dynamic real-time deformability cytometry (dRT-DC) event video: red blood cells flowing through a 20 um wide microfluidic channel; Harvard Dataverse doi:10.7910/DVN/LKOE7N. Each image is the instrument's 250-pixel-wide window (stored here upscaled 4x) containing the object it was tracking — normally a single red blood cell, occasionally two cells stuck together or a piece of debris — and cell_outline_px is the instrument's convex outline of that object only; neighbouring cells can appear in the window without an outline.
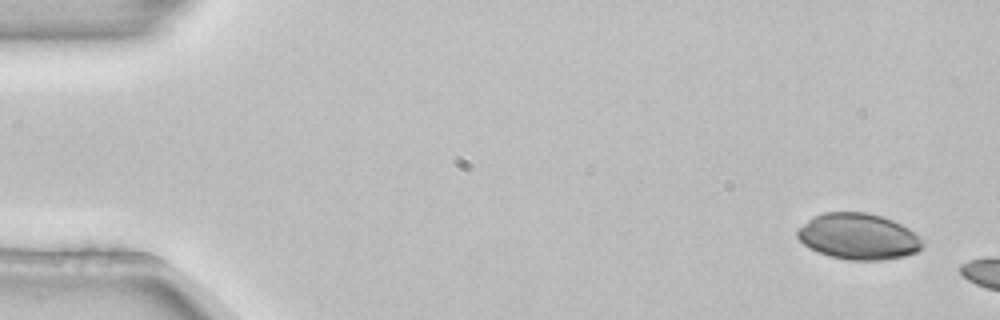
{"species": "common noctule bat (a hibernating species)", "species_latin": "Nyctalus noctula", "temperature_condition": "room temperature", "stored_images_in_passage": 3, "camera_frame_rate_fps": 3000, "um_per_image_px": 0.085, "animal": {"sex": "female", "body_mass_g": 22.7, "forearm_length_mm": 54.2}, "frame": {"image": 1, "passage_image": 1, "time_ms": 0.0, "image_size_px": [1000, 320], "cell_outline_px": [[924, 244], [916, 252], [904, 256], [884, 260], [848, 260], [832, 256], [820, 252], [804, 244], [796, 236], [796, 232], [812, 216], [824, 212], [868, 212], [892, 220], [908, 228], [920, 236]], "centroid_in_image_um": [72.98, 20.09], "position_along_channel_um": 12.0, "area_um2": 33.41}}